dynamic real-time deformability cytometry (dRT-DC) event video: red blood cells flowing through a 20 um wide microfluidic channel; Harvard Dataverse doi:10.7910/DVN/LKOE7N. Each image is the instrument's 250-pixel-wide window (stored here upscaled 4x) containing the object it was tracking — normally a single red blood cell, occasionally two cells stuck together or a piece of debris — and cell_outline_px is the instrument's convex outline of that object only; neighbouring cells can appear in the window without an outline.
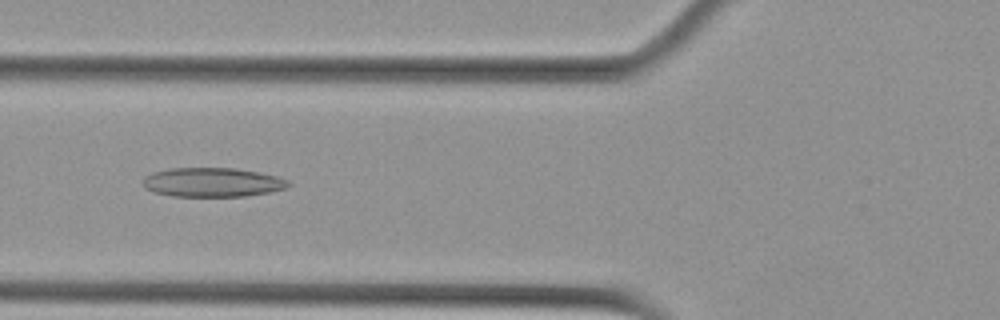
{"species": "Egyptian fruit bat (a non-hibernating species)", "species_latin": "Rousettus aegyptiacus", "temperature_condition": "cold", "stored_images_in_passage": 7, "camera_frame_rate_fps": 3000, "um_per_image_px": 0.085, "animal": {"sex": "female"}, "frame": {"image": 1, "passage_image": 2, "time_ms": 0.333, "image_size_px": [1000, 320], "cell_outline_px": [[292, 184], [288, 188], [272, 192], [244, 196], [172, 196], [152, 192], [144, 188], [144, 176], [152, 172], [168, 168], [236, 168], [276, 176], [288, 180]], "centroid_in_image_um": [18.06, 15.5], "position_along_channel_um": 107.7, "area_um2": 24.91}}
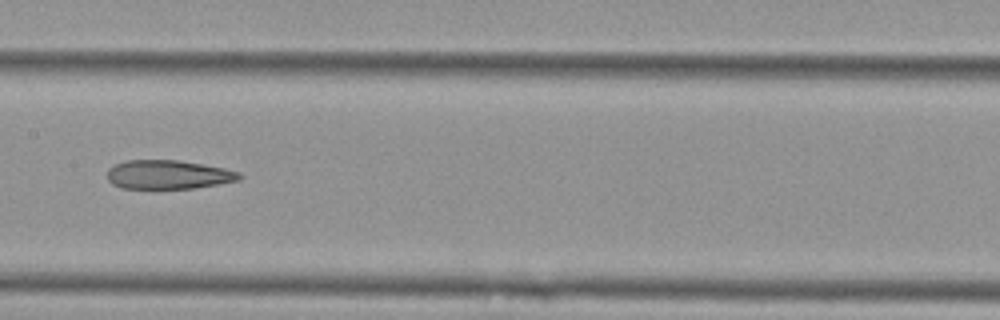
{"frame": {"image": 2, "passage_image": 4, "time_ms": 1.0, "image_size_px": [1000, 320], "cell_outline_px": [[244, 176], [240, 180], [192, 188], [120, 188], [112, 184], [108, 180], [108, 168], [112, 164], [124, 160], [180, 160], [224, 168], [240, 172]], "centroid_in_image_um": [14.28, 14.83], "position_along_channel_um": 193.1, "area_um2": 22.37}}
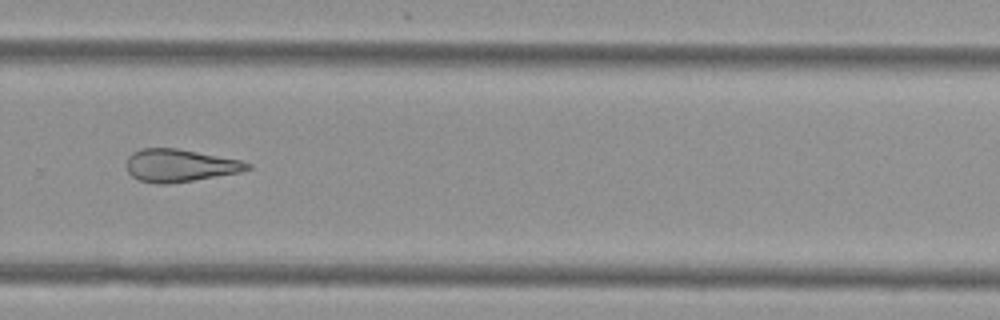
{"frame": {"image": 3, "passage_image": 7, "time_ms": 2.0, "image_size_px": [1000, 320], "cell_outline_px": [[252, 168], [240, 172], [168, 184], [156, 184], [140, 180], [132, 176], [128, 172], [124, 164], [128, 156], [132, 152], [140, 148], [176, 148], [240, 160], [252, 164]], "centroid_in_image_um": [15.23, 14.06], "position_along_channel_um": 314.6, "area_um2": 23.0}}